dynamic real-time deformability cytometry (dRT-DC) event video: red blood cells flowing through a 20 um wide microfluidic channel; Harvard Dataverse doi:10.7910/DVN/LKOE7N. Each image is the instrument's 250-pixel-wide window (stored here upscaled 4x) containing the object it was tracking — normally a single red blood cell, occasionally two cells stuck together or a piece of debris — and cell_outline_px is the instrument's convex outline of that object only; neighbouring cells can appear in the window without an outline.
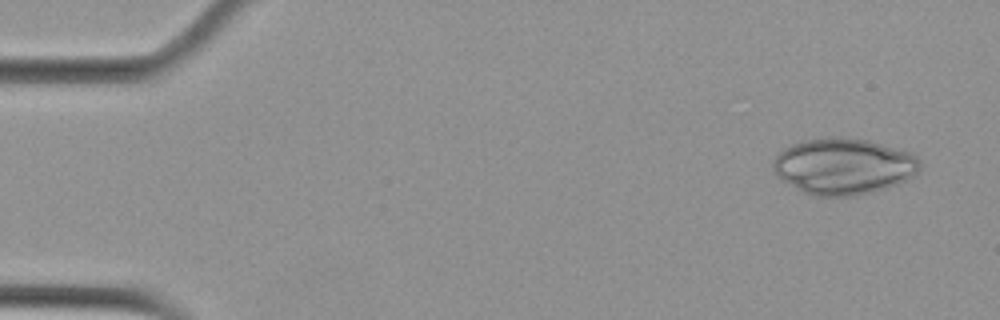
{"species": "Egyptian fruit bat (a non-hibernating species)", "species_latin": "Rousettus aegyptiacus", "temperature_condition": "cold", "stored_images_in_passage": 51, "camera_frame_rate_fps": 3000, "um_per_image_px": 0.085, "animal": {"sex": "female"}, "frame": {"image": 1, "passage_image": 1, "time_ms": 0.0, "image_size_px": [1000, 320], "cell_outline_px": [[920, 168], [912, 176], [896, 184], [884, 188], [852, 196], [816, 196], [804, 192], [784, 180], [776, 172], [772, 164], [776, 156], [784, 148], [792, 144], [804, 140], [832, 136], [868, 140], [912, 152], [920, 160]], "centroid_in_image_um": [71.72, 14.11], "position_along_channel_um": 13.3, "area_um2": 47.57}}
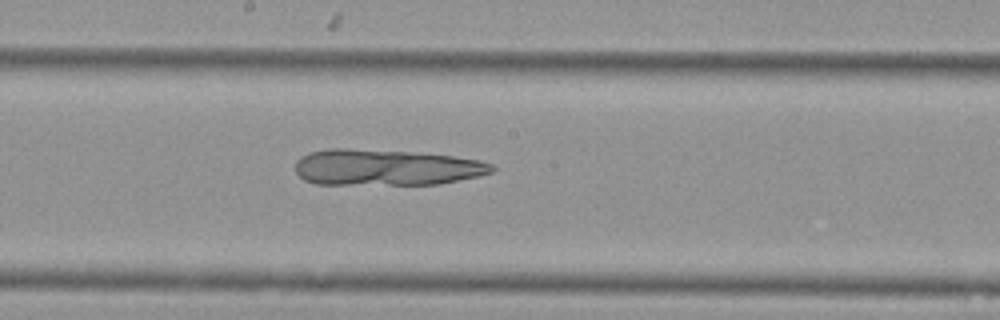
{"frame": {"image": 2, "passage_image": 27, "time_ms": 8.667, "image_size_px": [1000, 320], "cell_outline_px": [[496, 168], [492, 172], [480, 176], [440, 184], [316, 184], [304, 180], [296, 172], [296, 160], [300, 156], [308, 152], [328, 148], [348, 148], [408, 152], [452, 156], [476, 160], [492, 164]], "centroid_in_image_um": [32.77, 14.23], "position_along_channel_um": 215.4, "area_um2": 41.38}}
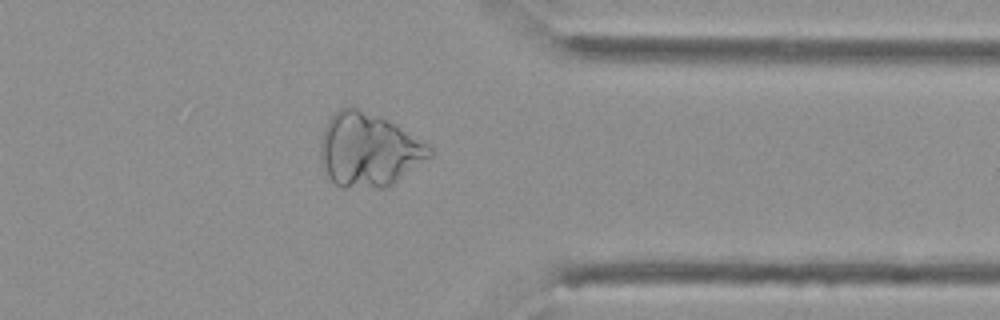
{"frame": {"image": 3, "passage_image": 41, "time_ms": 13.333, "image_size_px": [1000, 320], "cell_outline_px": [[432, 156], [392, 184], [384, 188], [340, 188], [328, 176], [320, 160], [320, 140], [324, 128], [328, 120], [340, 108], [352, 104], [380, 116], [396, 124], [428, 144], [432, 148]], "centroid_in_image_um": [31.32, 12.72], "position_along_channel_um": 380.1, "area_um2": 47.28}}